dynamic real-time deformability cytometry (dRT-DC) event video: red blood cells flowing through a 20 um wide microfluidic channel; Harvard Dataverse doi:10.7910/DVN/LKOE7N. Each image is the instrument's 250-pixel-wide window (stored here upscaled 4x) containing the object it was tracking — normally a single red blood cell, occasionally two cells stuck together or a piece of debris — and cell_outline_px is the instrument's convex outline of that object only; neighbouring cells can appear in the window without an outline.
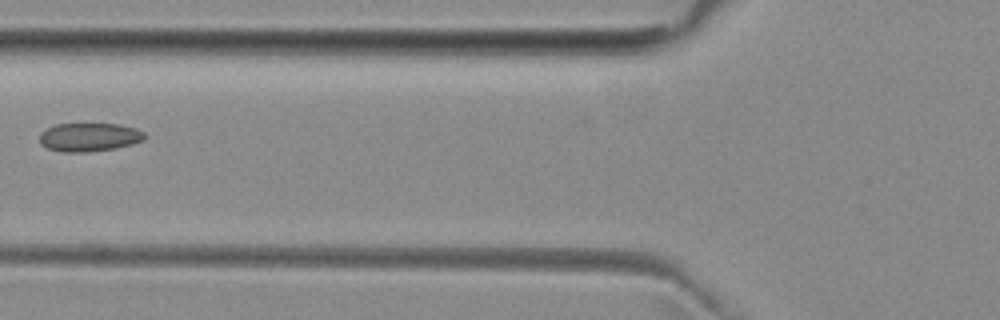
{"species": "common noctule bat (a hibernating species)", "species_latin": "Nyctalus noctula", "temperature_condition": "room temperature", "stored_images_in_passage": 6, "camera_frame_rate_fps": 3000, "um_per_image_px": 0.085, "animal": {"sex": "female", "body_mass_g": 29.2, "forearm_length_mm": 56.3}, "frame": {"image": 1, "passage_image": 5, "time_ms": 4.667, "image_size_px": [1000, 320], "cell_outline_px": [[144, 140], [132, 144], [116, 148], [84, 152], [64, 152], [48, 148], [40, 144], [40, 132], [56, 124], [120, 124], [136, 128], [144, 132]], "centroid_in_image_um": [7.59, 11.65], "position_along_channel_um": 118.2, "area_um2": 17.4}}
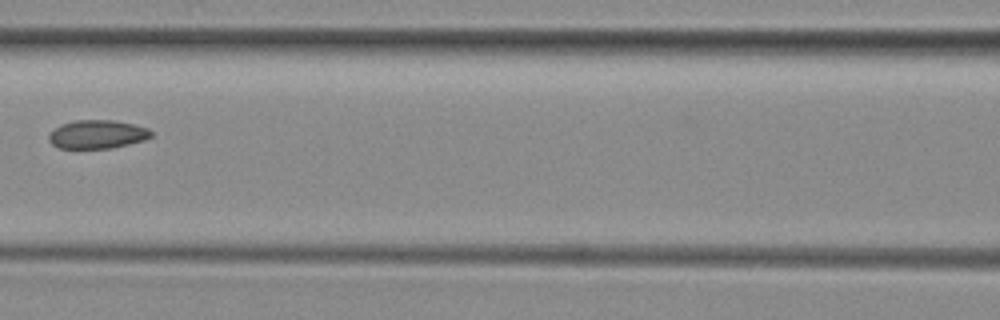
{"frame": {"image": 2, "passage_image": 6, "time_ms": 5.667, "image_size_px": [1000, 320], "cell_outline_px": [[152, 136], [144, 140], [112, 148], [60, 148], [52, 144], [48, 140], [48, 136], [56, 128], [64, 124], [76, 120], [116, 120], [136, 124], [148, 128], [152, 132]], "centroid_in_image_um": [8.32, 11.41], "position_along_channel_um": 158.3, "area_um2": 16.94}}